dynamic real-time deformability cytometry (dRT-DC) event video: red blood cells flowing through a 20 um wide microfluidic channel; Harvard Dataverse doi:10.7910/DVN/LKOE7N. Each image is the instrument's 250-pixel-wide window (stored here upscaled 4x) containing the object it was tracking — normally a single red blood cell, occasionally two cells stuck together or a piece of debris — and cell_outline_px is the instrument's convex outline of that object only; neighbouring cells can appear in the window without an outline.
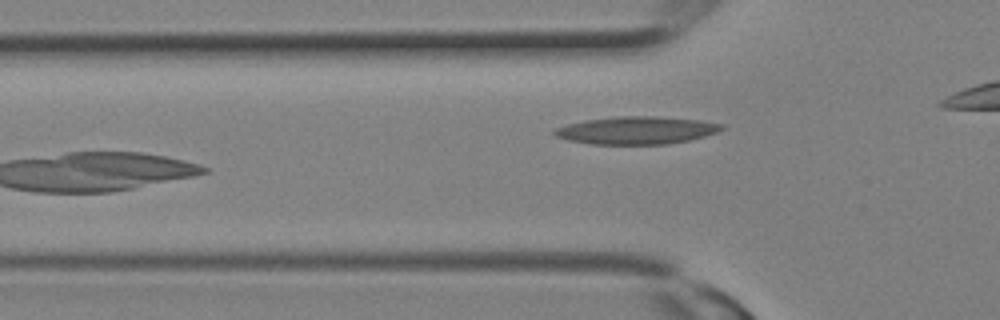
{"species": "Egyptian fruit bat (a non-hibernating species)", "species_latin": "Rousettus aegyptiacus", "temperature_condition": "room temperature", "stored_images_in_passage": 9, "camera_frame_rate_fps": 3000, "um_per_image_px": 0.085, "animal": {"sex": "female"}, "frame": {"image": 1, "passage_image": 9, "time_ms": 2.667, "image_size_px": [1000, 320], "cell_outline_px": [[724, 128], [716, 132], [704, 136], [688, 140], [668, 144], [592, 144], [568, 140], [556, 136], [552, 132], [556, 128], [568, 124], [584, 120], [616, 116], [656, 116], [700, 120], [724, 124]], "centroid_in_image_um": [54.1, 11.07], "position_along_channel_um": 71.7, "area_um2": 26.88}}